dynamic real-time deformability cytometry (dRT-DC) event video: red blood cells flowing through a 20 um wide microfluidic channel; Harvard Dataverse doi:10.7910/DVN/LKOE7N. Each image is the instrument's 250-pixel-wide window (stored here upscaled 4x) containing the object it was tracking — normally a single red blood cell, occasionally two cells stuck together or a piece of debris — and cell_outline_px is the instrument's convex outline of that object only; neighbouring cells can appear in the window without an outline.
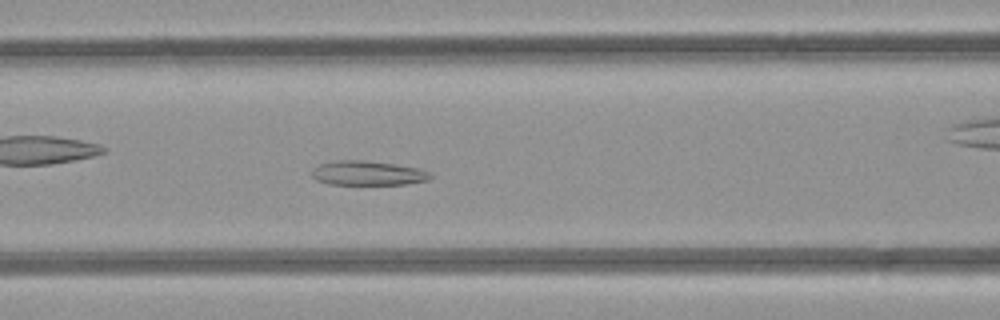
{"species": "common noctule bat (a hibernating species)", "species_latin": "Nyctalus noctula", "temperature_condition": "room temperature", "stored_images_in_passage": 41, "camera_frame_rate_fps": 3000, "um_per_image_px": 0.085, "animal": {"sex": "female", "body_mass_g": 21.9}, "frame": {"image": 1, "passage_image": 12, "time_ms": 3.667, "image_size_px": [1000, 320], "cell_outline_px": [[432, 176], [428, 180], [408, 184], [328, 184], [316, 180], [312, 176], [312, 168], [320, 164], [336, 160], [364, 160], [392, 164], [416, 168], [428, 172]], "centroid_in_image_um": [31.21, 14.72], "position_along_channel_um": 135.4, "area_um2": 16.7}}
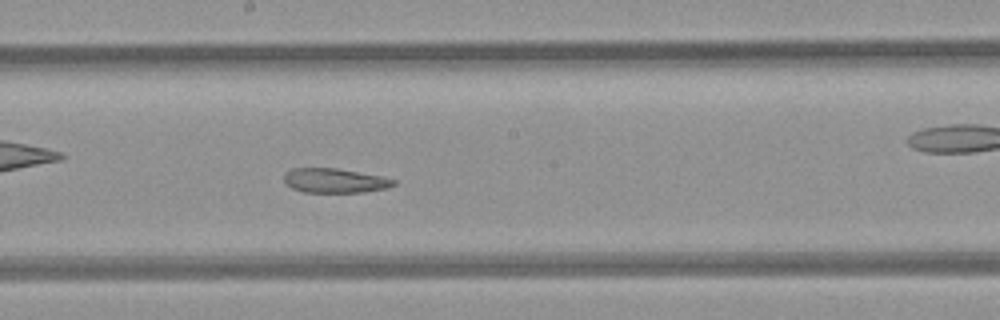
{"frame": {"image": 2, "passage_image": 18, "time_ms": 5.667, "image_size_px": [1000, 320], "cell_outline_px": [[396, 184], [388, 188], [364, 192], [304, 192], [292, 188], [284, 184], [284, 172], [292, 168], [336, 168], [384, 176], [396, 180]], "centroid_in_image_um": [28.46, 15.35], "position_along_channel_um": 219.7, "area_um2": 15.84}}
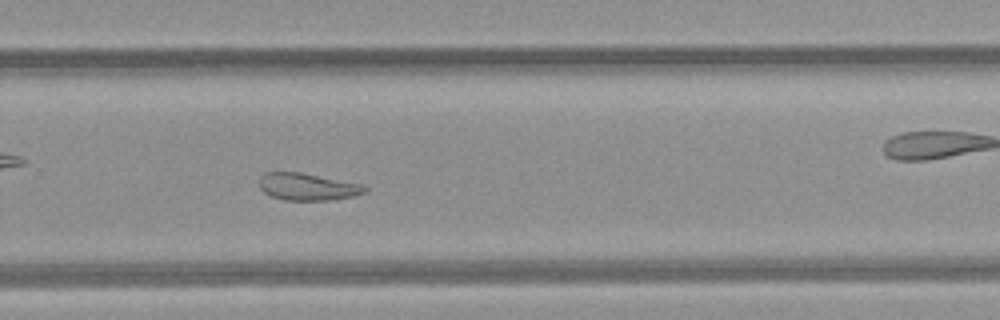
{"frame": {"image": 3, "passage_image": 24, "time_ms": 7.667, "image_size_px": [1000, 320], "cell_outline_px": [[368, 192], [352, 196], [332, 200], [284, 200], [272, 196], [264, 192], [260, 188], [260, 176], [264, 172], [300, 172], [360, 184], [368, 188]], "centroid_in_image_um": [26.13, 15.87], "position_along_channel_um": 303.7, "area_um2": 16.59}, "authors_computed_cell_mechanics": {"area_um2": 19.5364, "velocity_mm_per_s": 4.2251, "shape_relaxation_time_tau1_ms": null, "shape_relaxation_time_tau2_ms": 3.6571, "deformation_change_tau1": null, "deformation_change_tau2": 0.1154}}